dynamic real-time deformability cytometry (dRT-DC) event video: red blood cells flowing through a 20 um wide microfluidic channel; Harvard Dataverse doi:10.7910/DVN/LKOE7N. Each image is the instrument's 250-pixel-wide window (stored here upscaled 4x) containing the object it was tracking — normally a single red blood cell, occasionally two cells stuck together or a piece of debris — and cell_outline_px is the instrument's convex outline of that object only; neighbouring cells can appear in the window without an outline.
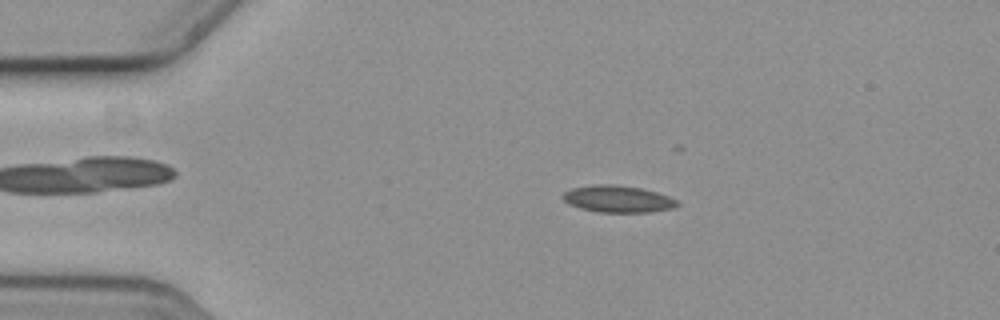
{"species": "common noctule bat (a hibernating species)", "species_latin": "Nyctalus noctula", "temperature_condition": "cold", "stored_images_in_passage": 28, "camera_frame_rate_fps": 3000, "um_per_image_px": 0.085, "animal": {"sex": "female", "body_mass_g": 19.3, "forearm_length_mm": 54.1}, "frame": {"image": 1, "passage_image": 11, "time_ms": 3.333, "image_size_px": [1000, 320], "cell_outline_px": [[680, 204], [676, 208], [648, 212], [596, 212], [580, 208], [568, 204], [564, 200], [564, 192], [572, 188], [596, 184], [612, 184], [640, 188], [656, 192], [668, 196], [676, 200]], "centroid_in_image_um": [52.53, 16.92], "position_along_channel_um": 32.5, "area_um2": 17.86}}
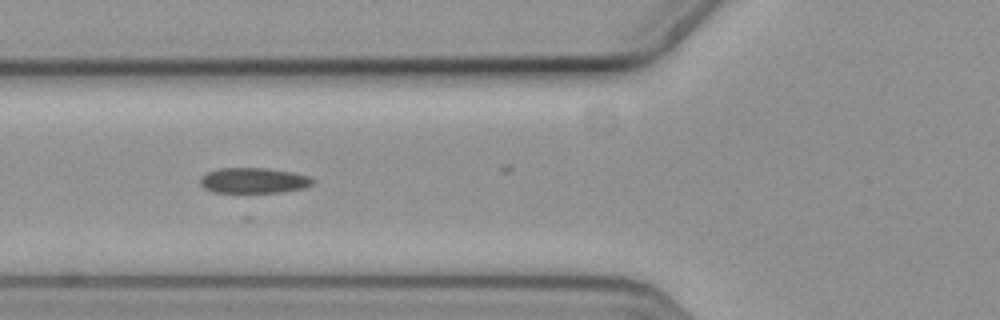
{"frame": {"image": 2, "passage_image": 21, "time_ms": 6.667, "image_size_px": [1000, 320], "cell_outline_px": [[316, 180], [312, 184], [304, 188], [284, 192], [212, 192], [204, 188], [200, 184], [200, 176], [216, 168], [268, 168], [292, 172], [308, 176]], "centroid_in_image_um": [21.55, 15.34], "position_along_channel_um": 104.2, "area_um2": 16.82}}
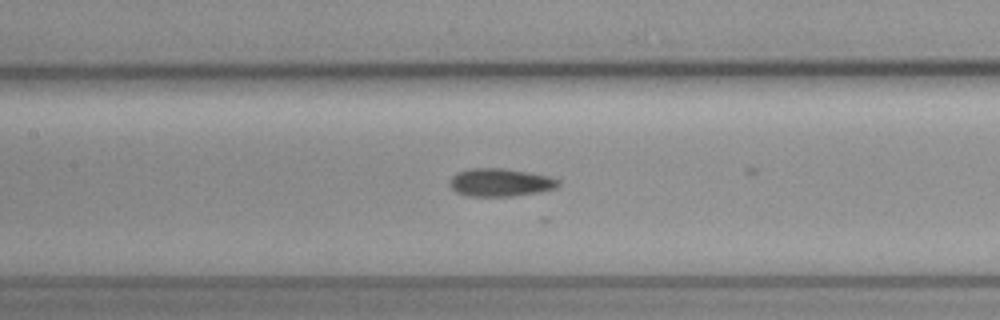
{"frame": {"image": 3, "passage_image": 26, "time_ms": 8.333, "image_size_px": [1000, 320], "cell_outline_px": [[560, 184], [556, 188], [540, 192], [512, 196], [468, 196], [456, 192], [448, 184], [448, 180], [456, 172], [472, 168], [504, 168], [528, 172], [548, 176], [560, 180]], "centroid_in_image_um": [42.5, 15.5], "position_along_channel_um": 164.9, "area_um2": 17.86}}